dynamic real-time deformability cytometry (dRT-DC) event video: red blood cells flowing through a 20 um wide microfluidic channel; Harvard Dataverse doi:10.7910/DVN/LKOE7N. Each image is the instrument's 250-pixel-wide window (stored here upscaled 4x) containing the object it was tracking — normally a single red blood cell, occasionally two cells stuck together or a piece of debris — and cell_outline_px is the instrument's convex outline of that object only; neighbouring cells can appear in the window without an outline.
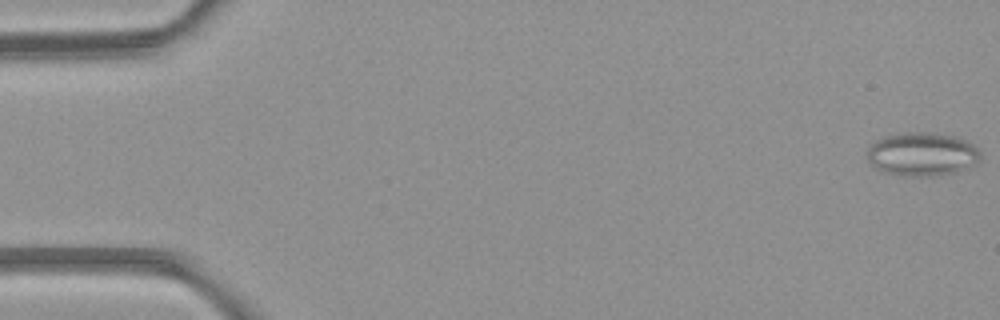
{"species": "common noctule bat (a hibernating species)", "species_latin": "Nyctalus noctula", "temperature_condition": "room temperature", "stored_images_in_passage": 4, "camera_frame_rate_fps": 3000, "um_per_image_px": 0.085, "animal": {"sex": "female", "body_mass_g": 21.9}, "frame": {"image": 1, "passage_image": 1, "time_ms": 0.0, "image_size_px": [1000, 320], "cell_outline_px": [[980, 160], [972, 168], [960, 172], [936, 176], [900, 176], [880, 172], [868, 160], [868, 144], [884, 136], [904, 132], [936, 132], [960, 136], [976, 144], [980, 152]], "centroid_in_image_um": [78.44, 13.1], "position_along_channel_um": 6.6, "area_um2": 29.94}}